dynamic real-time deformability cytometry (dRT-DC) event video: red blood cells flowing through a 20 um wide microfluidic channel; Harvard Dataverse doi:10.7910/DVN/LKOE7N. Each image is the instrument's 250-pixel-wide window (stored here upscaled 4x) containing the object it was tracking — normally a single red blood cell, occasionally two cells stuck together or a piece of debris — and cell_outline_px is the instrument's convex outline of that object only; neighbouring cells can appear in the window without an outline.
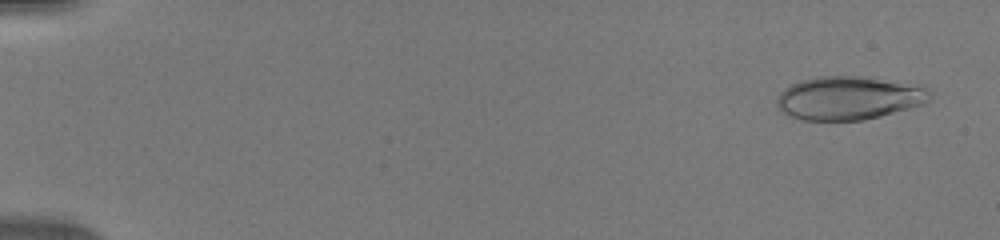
{"species": "human", "species_latin": "Homo sapiens", "temperature_condition": "warm", "stored_images_in_passage": 50, "camera_frame_rate_fps": 3000, "um_per_image_px": 0.085, "donor": {"sex": "male"}, "frame": {"image": 1, "passage_image": 3, "time_ms": 0.667, "image_size_px": [1000, 240], "cell_outline_px": [[932, 100], [924, 104], [880, 116], [864, 120], [800, 120], [788, 116], [780, 112], [776, 104], [776, 100], [780, 92], [784, 88], [800, 80], [820, 76], [860, 76], [924, 84], [932, 96]], "centroid_in_image_um": [72.18, 8.32], "position_along_channel_um": 12.8, "area_um2": 39.42}}
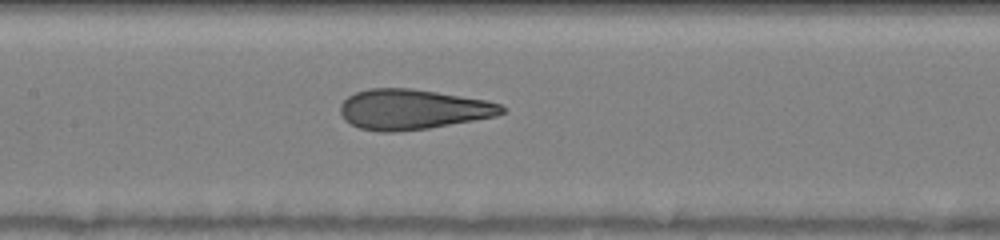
{"frame": {"image": 2, "passage_image": 26, "time_ms": 8.333, "image_size_px": [1000, 240], "cell_outline_px": [[504, 112], [496, 116], [428, 128], [396, 132], [380, 132], [360, 128], [344, 120], [340, 112], [340, 104], [348, 96], [356, 92], [368, 88], [408, 88], [436, 92], [488, 100], [500, 104], [504, 108]], "centroid_in_image_um": [35.05, 9.29], "position_along_channel_um": 172.4, "area_um2": 37.69}}
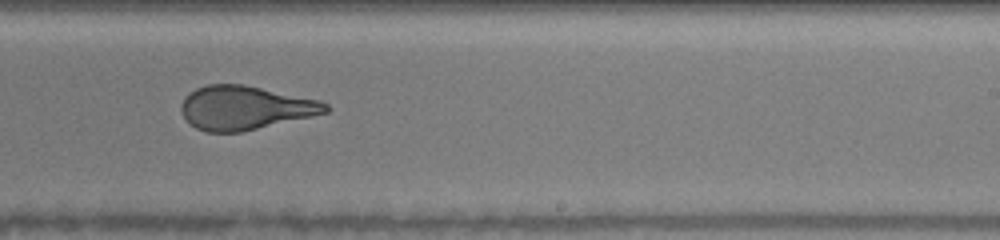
{"frame": {"image": 3, "passage_image": 33, "time_ms": 10.667, "image_size_px": [1000, 240], "cell_outline_px": [[332, 108], [328, 112], [312, 116], [240, 132], [208, 132], [196, 128], [184, 116], [180, 108], [180, 104], [184, 96], [188, 92], [196, 88], [208, 84], [244, 84], [320, 100], [328, 104]], "centroid_in_image_um": [20.83, 9.15], "position_along_channel_um": 268.2, "area_um2": 36.88}}